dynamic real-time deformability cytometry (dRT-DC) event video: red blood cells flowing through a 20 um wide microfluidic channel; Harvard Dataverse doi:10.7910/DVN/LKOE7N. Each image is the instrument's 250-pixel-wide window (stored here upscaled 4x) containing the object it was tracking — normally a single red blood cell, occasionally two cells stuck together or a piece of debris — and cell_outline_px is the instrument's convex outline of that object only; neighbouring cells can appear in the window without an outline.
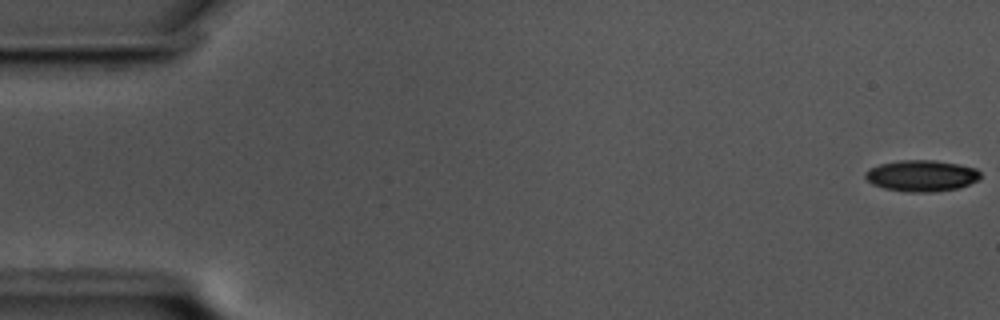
{"species": "common noctule bat (a hibernating species)", "species_latin": "Nyctalus noctula", "temperature_condition": "cold", "stored_images_in_passage": 58, "camera_frame_rate_fps": 3000, "um_per_image_px": 0.085, "animal": {"sex": "male", "body_mass_g": 17.5, "forearm_length_mm": 52.3}, "frame": {"image": 1, "passage_image": 1, "time_ms": 0.0, "image_size_px": [1000, 320], "cell_outline_px": [[980, 180], [960, 188], [932, 192], [908, 192], [884, 188], [872, 184], [864, 176], [864, 172], [868, 168], [880, 164], [900, 160], [936, 160], [960, 164], [976, 168], [980, 172]], "centroid_in_image_um": [78.35, 14.93], "position_along_channel_um": 6.7, "area_um2": 21.27}}
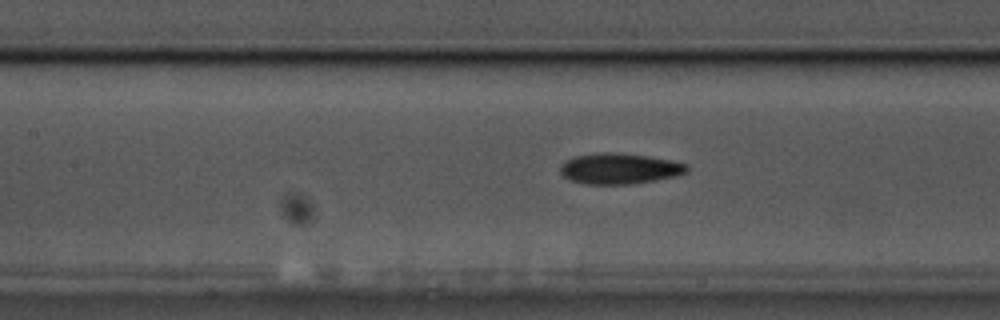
{"frame": {"image": 2, "passage_image": 26, "time_ms": 8.333, "image_size_px": [1000, 320], "cell_outline_px": [[688, 172], [672, 176], [652, 180], [628, 184], [588, 184], [572, 180], [564, 176], [560, 172], [560, 164], [564, 160], [576, 156], [604, 152], [612, 152], [648, 156], [672, 160], [688, 164]], "centroid_in_image_um": [52.64, 14.32], "position_along_channel_um": 154.8, "area_um2": 22.43}}
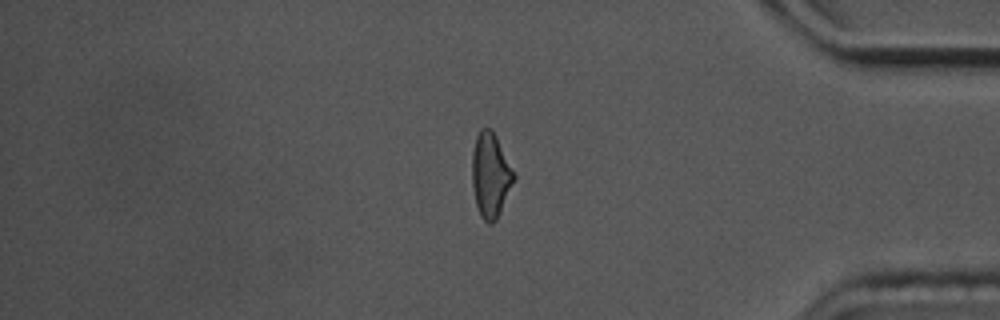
{"frame": {"image": 3, "passage_image": 49, "time_ms": 16.0, "image_size_px": [1000, 320], "cell_outline_px": [[516, 176], [496, 220], [492, 224], [488, 224], [480, 216], [476, 204], [472, 184], [472, 152], [476, 136], [480, 128], [492, 128]], "centroid_in_image_um": [41.67, 14.87], "position_along_channel_um": 393.5, "area_um2": 20.46}, "authors_computed_cell_mechanics": {"area_um2": 21.1837, "velocity_mm_per_s": 3.4758, "shape_relaxation_time_tau1_ms": 8.3935, "shape_relaxation_time_tau2_ms": 5.2546, "deformation_change_tau1": 0.1815, "deformation_change_tau2": 0.14}}